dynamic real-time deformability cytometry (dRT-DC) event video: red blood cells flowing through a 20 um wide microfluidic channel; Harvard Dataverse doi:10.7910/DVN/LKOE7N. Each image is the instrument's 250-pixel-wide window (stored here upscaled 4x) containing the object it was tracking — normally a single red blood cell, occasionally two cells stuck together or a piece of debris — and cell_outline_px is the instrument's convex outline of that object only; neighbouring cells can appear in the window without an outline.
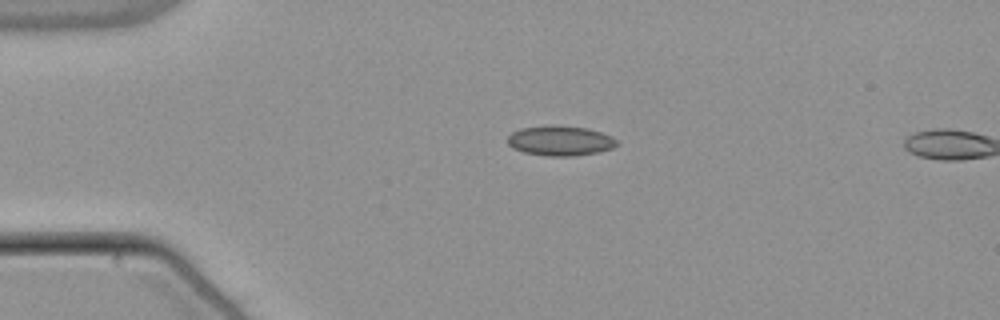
{"species": "common noctule bat (a hibernating species)", "species_latin": "Nyctalus noctula", "temperature_condition": "warm", "stored_images_in_passage": 3, "camera_frame_rate_fps": 3000, "um_per_image_px": 0.085, "animal": {"sex": "male", "body_mass_g": 21.5, "forearm_length_mm": 52.0}, "frame": {"image": 1, "passage_image": 1, "time_ms": 0.0, "image_size_px": [1000, 320], "cell_outline_px": [[620, 144], [612, 148], [600, 152], [576, 156], [544, 156], [524, 152], [512, 148], [508, 144], [508, 136], [512, 132], [520, 128], [584, 128], [600, 132], [612, 136]], "centroid_in_image_um": [47.65, 12.02], "position_along_channel_um": 37.4, "area_um2": 18.38}}